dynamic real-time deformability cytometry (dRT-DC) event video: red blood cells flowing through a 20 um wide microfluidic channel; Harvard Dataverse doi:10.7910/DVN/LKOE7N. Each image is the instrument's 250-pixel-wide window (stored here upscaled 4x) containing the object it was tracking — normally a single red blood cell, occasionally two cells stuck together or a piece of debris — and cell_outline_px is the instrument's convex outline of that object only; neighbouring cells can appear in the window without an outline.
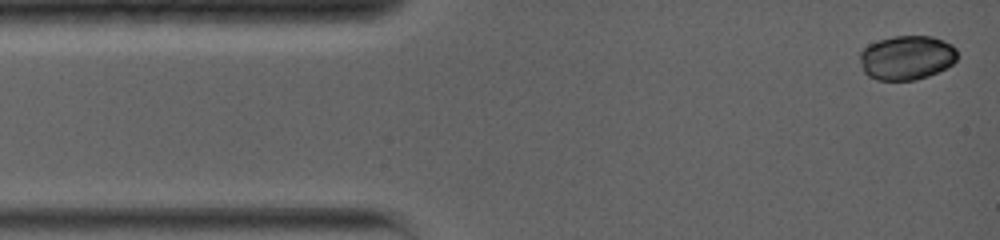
{"species": "common noctule bat (a hibernating species)", "species_latin": "Nyctalus noctula", "temperature_condition": "warm", "stored_images_in_passage": 44, "camera_frame_rate_fps": 5000, "um_per_image_px": 0.085, "animal": {"sex": "female", "body_mass_g": 19.0, "forearm_length_mm": 56.7}, "frame": {"image": 1, "passage_image": 1, "time_ms": 0.0, "image_size_px": [1000, 240], "cell_outline_px": [[956, 60], [952, 64], [928, 76], [916, 80], [876, 80], [868, 76], [864, 72], [860, 60], [860, 52], [868, 44], [892, 36], [932, 36], [944, 40], [952, 44], [956, 48]], "centroid_in_image_um": [77.06, 4.89], "position_along_channel_um": 7.9, "area_um2": 25.2}}
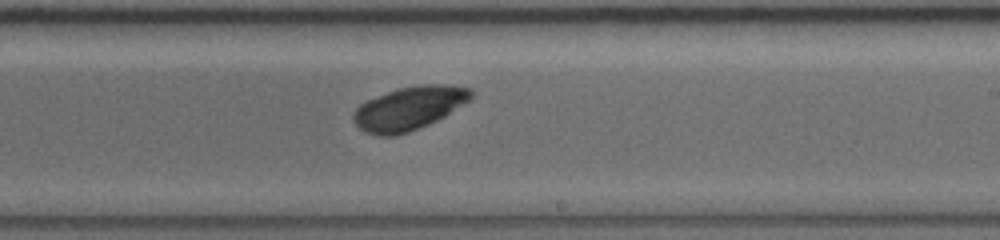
{"frame": {"image": 2, "passage_image": 26, "time_ms": 8.2, "image_size_px": [1000, 240], "cell_outline_px": [[472, 96], [468, 100], [444, 116], [428, 124], [408, 132], [396, 136], [376, 136], [364, 132], [352, 120], [352, 112], [360, 104], [368, 100], [396, 88], [420, 84], [444, 84], [472, 88]], "centroid_in_image_um": [34.72, 9.2], "position_along_channel_um": 254.3, "area_um2": 29.71}}
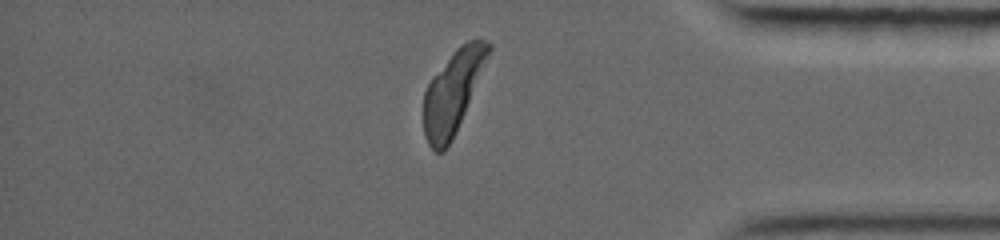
{"frame": {"image": 3, "passage_image": 44, "time_ms": 12.4, "image_size_px": [1000, 240], "cell_outline_px": [[492, 48], [452, 140], [444, 152], [436, 152], [428, 144], [424, 136], [424, 92], [432, 76], [456, 48], [460, 44], [468, 40], [484, 40], [492, 44]], "centroid_in_image_um": [38.47, 7.81], "position_along_channel_um": 396.7, "area_um2": 30.58}, "authors_computed_cell_mechanics": {"area_um2": 28.9289, "velocity_mm_per_s": 3.8895, "shape_relaxation_time_tau1_ms": 0.6304, "shape_relaxation_time_tau2_ms": null, "deformation_change_tau1": 0.0287, "deformation_change_tau2": null}}